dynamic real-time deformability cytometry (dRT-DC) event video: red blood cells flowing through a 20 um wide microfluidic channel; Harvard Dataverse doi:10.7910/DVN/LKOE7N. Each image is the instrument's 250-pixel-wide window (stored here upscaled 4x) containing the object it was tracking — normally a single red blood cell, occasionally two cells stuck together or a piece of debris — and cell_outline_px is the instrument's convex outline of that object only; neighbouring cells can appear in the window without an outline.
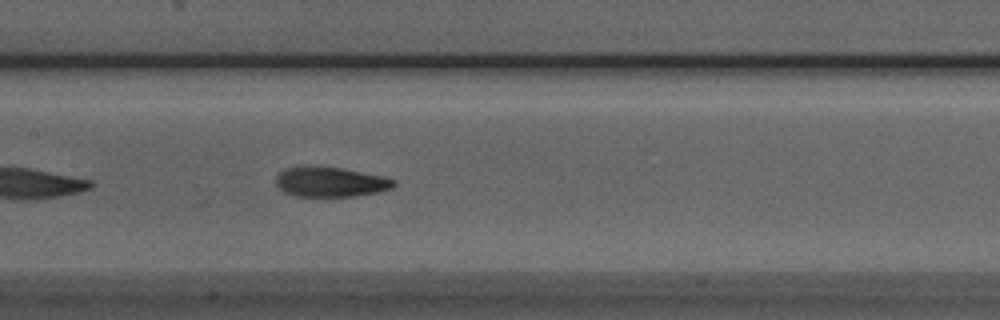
{"species": "Egyptian fruit bat (a non-hibernating species)", "species_latin": "Rousettus aegyptiacus", "temperature_condition": "room temperature", "stored_images_in_passage": 24, "camera_frame_rate_fps": 3000, "um_per_image_px": 0.085, "animal": {"sex": "male"}, "frame": {"image": 1, "passage_image": 11, "time_ms": 3.333, "image_size_px": [1000, 320], "cell_outline_px": [[396, 184], [392, 188], [376, 192], [356, 196], [296, 196], [284, 192], [276, 184], [276, 176], [284, 168], [304, 164], [308, 164], [340, 168], [384, 176], [396, 180]], "centroid_in_image_um": [28.05, 15.43], "position_along_channel_um": 179.3, "area_um2": 20.87}}
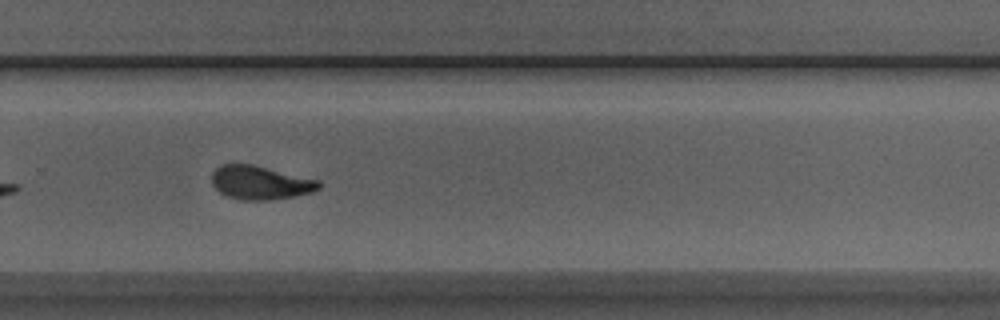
{"frame": {"image": 2, "passage_image": 21, "time_ms": 6.667, "image_size_px": [1000, 320], "cell_outline_px": [[320, 188], [312, 192], [296, 196], [272, 200], [240, 200], [224, 196], [212, 184], [212, 172], [220, 164], [252, 164], [320, 180]], "centroid_in_image_um": [22.11, 15.53], "position_along_channel_um": 307.7, "area_um2": 21.21}}